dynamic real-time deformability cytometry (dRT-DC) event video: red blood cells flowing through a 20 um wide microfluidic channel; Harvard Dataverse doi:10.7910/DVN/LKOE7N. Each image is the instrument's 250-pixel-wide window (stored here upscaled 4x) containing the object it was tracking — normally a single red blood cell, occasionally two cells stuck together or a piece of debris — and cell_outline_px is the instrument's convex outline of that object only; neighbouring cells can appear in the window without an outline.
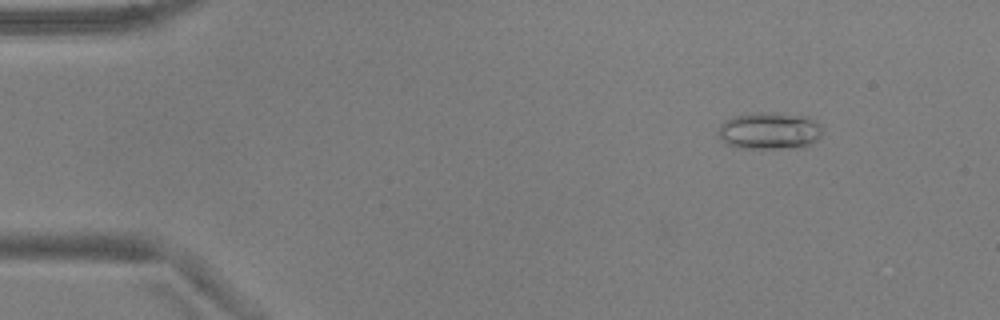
{"species": "common noctule bat (a hibernating species)", "species_latin": "Nyctalus noctula", "temperature_condition": "warm", "stored_images_in_passage": 49, "camera_frame_rate_fps": 3000, "um_per_image_px": 0.085, "animal": {"sex": "male", "body_mass_g": 17.9, "forearm_length_mm": 54.2}, "frame": {"image": 1, "passage_image": 7, "time_ms": 2.0, "image_size_px": [1000, 320], "cell_outline_px": [[820, 136], [812, 144], [796, 148], [736, 148], [728, 144], [716, 132], [720, 124], [724, 120], [732, 116], [756, 112], [772, 112], [808, 116], [820, 124]], "centroid_in_image_um": [65.38, 11.1], "position_along_channel_um": 19.6, "area_um2": 22.72}}
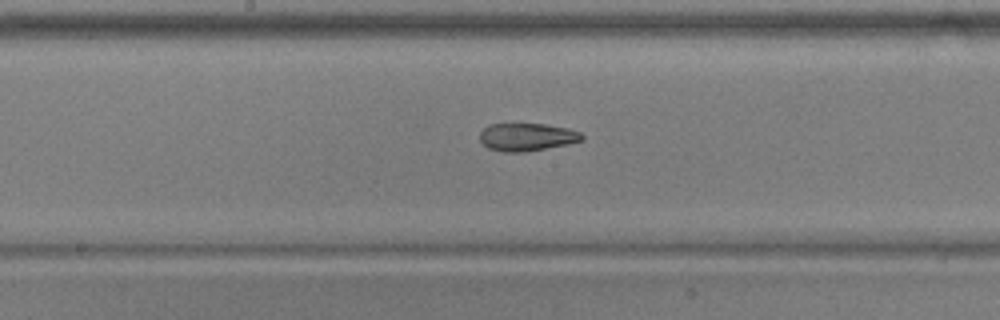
{"frame": {"image": 2, "passage_image": 29, "time_ms": 9.333, "image_size_px": [1000, 320], "cell_outline_px": [[584, 140], [568, 144], [524, 152], [504, 152], [488, 148], [480, 140], [480, 132], [488, 124], [544, 124], [568, 128], [580, 132], [584, 136]], "centroid_in_image_um": [44.8, 11.64], "position_along_channel_um": 203.4, "area_um2": 16.53}}
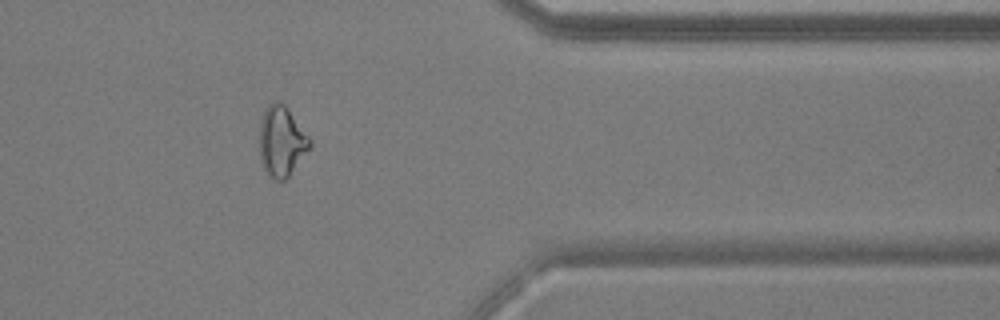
{"frame": {"image": 3, "passage_image": 45, "time_ms": 14.667, "image_size_px": [1000, 320], "cell_outline_px": [[312, 144], [288, 176], [284, 180], [276, 180], [264, 168], [260, 160], [260, 120], [268, 104], [272, 100], [280, 100], [288, 108], [312, 140]], "centroid_in_image_um": [23.93, 11.94], "position_along_channel_um": 387.5, "area_um2": 20.4}}